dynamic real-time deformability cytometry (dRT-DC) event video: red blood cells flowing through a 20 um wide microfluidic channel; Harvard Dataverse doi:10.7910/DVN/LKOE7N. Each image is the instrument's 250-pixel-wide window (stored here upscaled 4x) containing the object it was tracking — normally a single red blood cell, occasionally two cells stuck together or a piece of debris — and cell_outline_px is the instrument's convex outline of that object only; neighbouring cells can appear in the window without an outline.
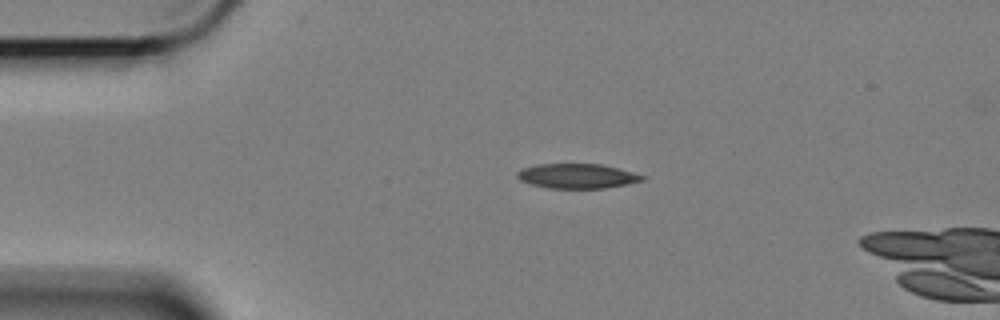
{"species": "Egyptian fruit bat (a non-hibernating species)", "species_latin": "Rousettus aegyptiacus", "temperature_condition": "cold", "stored_images_in_passage": 6, "camera_frame_rate_fps": 3000, "um_per_image_px": 0.085, "animal": {"sex": "female"}, "frame": {"image": 1, "passage_image": 1, "time_ms": 0.0, "image_size_px": [1000, 320], "cell_outline_px": [[648, 176], [644, 180], [604, 188], [548, 188], [532, 184], [520, 180], [516, 176], [516, 172], [524, 168], [536, 164], [600, 164], [620, 168]], "centroid_in_image_um": [49.08, 14.95], "position_along_channel_um": 35.9, "area_um2": 17.98}}